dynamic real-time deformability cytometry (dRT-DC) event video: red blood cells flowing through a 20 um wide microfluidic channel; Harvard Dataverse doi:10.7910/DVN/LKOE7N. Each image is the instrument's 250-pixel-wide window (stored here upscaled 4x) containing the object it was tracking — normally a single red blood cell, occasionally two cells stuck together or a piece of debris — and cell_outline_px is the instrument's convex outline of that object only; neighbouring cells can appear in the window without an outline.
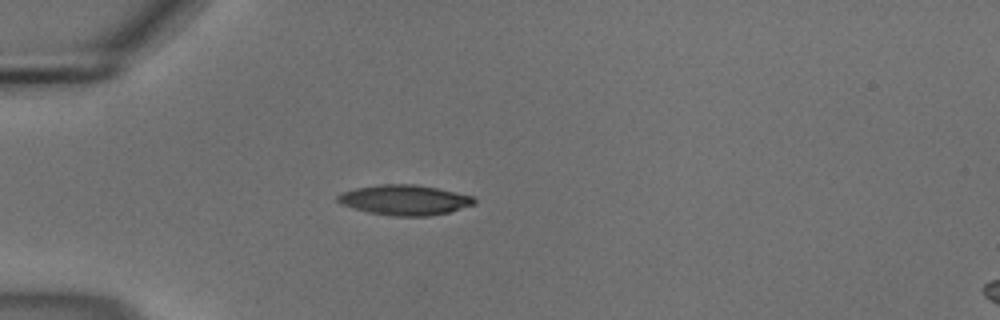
{"species": "common noctule bat (a hibernating species)", "species_latin": "Nyctalus noctula", "temperature_condition": "cold", "stored_images_in_passage": 40, "camera_frame_rate_fps": 3000, "um_per_image_px": 0.085, "animal": {"sex": "male", "body_mass_g": 18.8}, "frame": {"image": 1, "passage_image": 1, "time_ms": 0.0, "image_size_px": [1000, 320], "cell_outline_px": [[476, 204], [448, 212], [428, 216], [396, 216], [368, 212], [352, 208], [340, 204], [336, 200], [336, 196], [340, 192], [356, 188], [380, 184], [416, 184], [436, 188], [472, 196], [476, 200]], "centroid_in_image_um": [34.35, 16.99], "position_along_channel_um": 50.7, "area_um2": 23.99}}
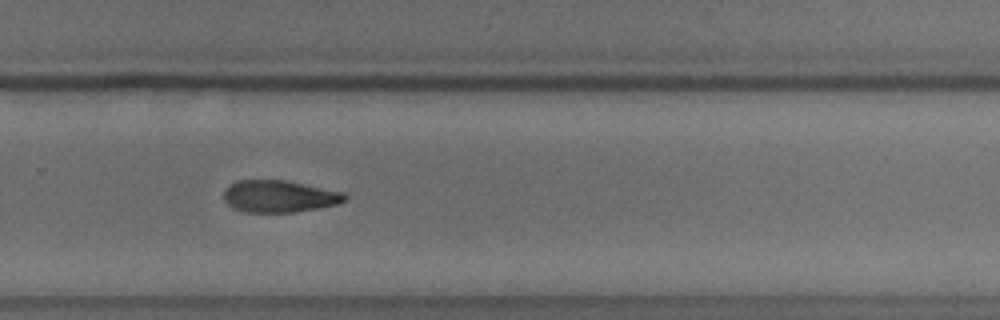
{"frame": {"image": 2, "passage_image": 23, "time_ms": 7.333, "image_size_px": [1000, 320], "cell_outline_px": [[348, 196], [344, 200], [336, 204], [316, 208], [292, 212], [244, 212], [232, 208], [224, 200], [224, 192], [236, 180], [288, 180], [344, 192]], "centroid_in_image_um": [23.73, 16.68], "position_along_channel_um": 306.1, "area_um2": 22.48}}
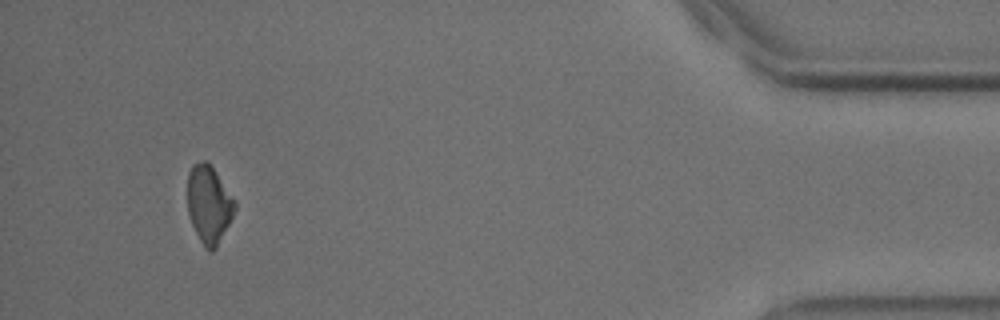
{"frame": {"image": 3, "passage_image": 37, "time_ms": 12.0, "image_size_px": [1000, 320], "cell_outline_px": [[236, 208], [216, 248], [212, 252], [208, 252], [200, 240], [192, 224], [188, 212], [188, 172], [192, 164], [200, 160], [204, 160], [212, 168], [236, 204]], "centroid_in_image_um": [17.72, 17.39], "position_along_channel_um": 417.5, "area_um2": 20.81}, "authors_computed_cell_mechanics": {"area_um2": 22.9466, "velocity_mm_per_s": 3.701, "shape_relaxation_time_tau1_ms": null, "shape_relaxation_time_tau2_ms": 7.9446, "deformation_change_tau1": null, "deformation_change_tau2": 0.1599}}